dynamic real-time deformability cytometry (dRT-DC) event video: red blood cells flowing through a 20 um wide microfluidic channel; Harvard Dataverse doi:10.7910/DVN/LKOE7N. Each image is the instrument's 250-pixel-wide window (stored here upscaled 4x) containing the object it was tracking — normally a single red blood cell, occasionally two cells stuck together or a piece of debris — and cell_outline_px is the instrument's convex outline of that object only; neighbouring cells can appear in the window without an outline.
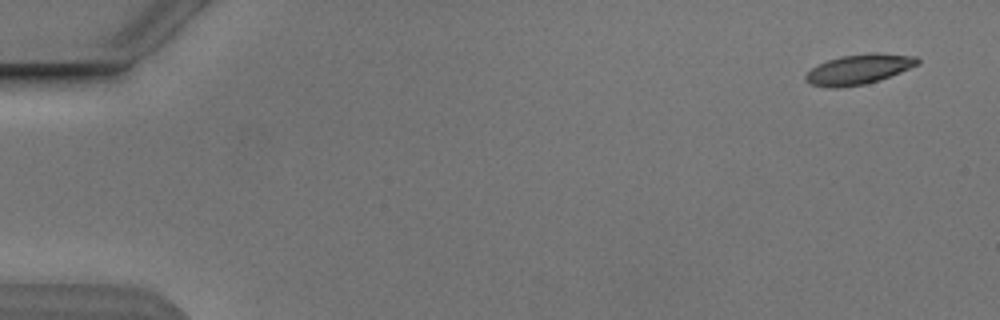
{"species": "Egyptian fruit bat (a non-hibernating species)", "species_latin": "Rousettus aegyptiacus", "temperature_condition": "cold", "stored_images_in_passage": 4, "camera_frame_rate_fps": 3000, "um_per_image_px": 0.085, "animal": {"sex": "male"}, "frame": {"image": 1, "passage_image": 1, "time_ms": 0.0, "image_size_px": [1000, 320], "cell_outline_px": [[920, 64], [880, 80], [864, 84], [840, 88], [828, 88], [808, 84], [804, 80], [804, 76], [812, 68], [828, 60], [840, 56], [876, 52], [916, 56], [920, 60]], "centroid_in_image_um": [72.99, 5.9], "position_along_channel_um": 12.0, "area_um2": 19.71}}
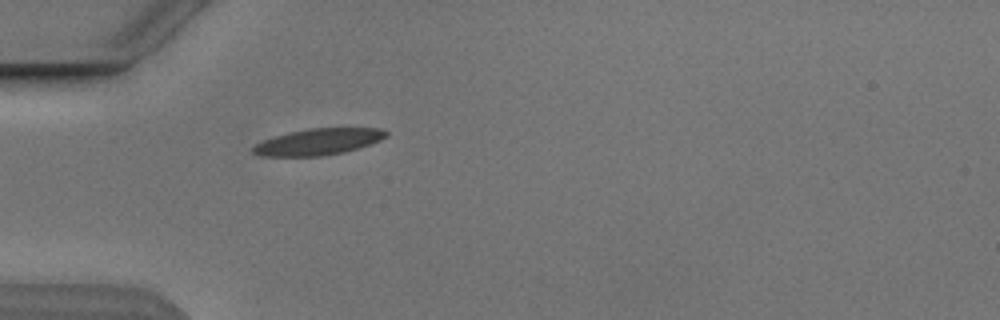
{"frame": {"image": 2, "passage_image": 4, "time_ms": 4.667, "image_size_px": [1000, 320], "cell_outline_px": [[388, 136], [380, 140], [344, 152], [324, 156], [260, 156], [252, 152], [252, 148], [256, 144], [264, 140], [288, 132], [308, 128], [380, 128], [388, 132]], "centroid_in_image_um": [27.05, 12.05], "position_along_channel_um": 58.0, "area_um2": 20.35}}